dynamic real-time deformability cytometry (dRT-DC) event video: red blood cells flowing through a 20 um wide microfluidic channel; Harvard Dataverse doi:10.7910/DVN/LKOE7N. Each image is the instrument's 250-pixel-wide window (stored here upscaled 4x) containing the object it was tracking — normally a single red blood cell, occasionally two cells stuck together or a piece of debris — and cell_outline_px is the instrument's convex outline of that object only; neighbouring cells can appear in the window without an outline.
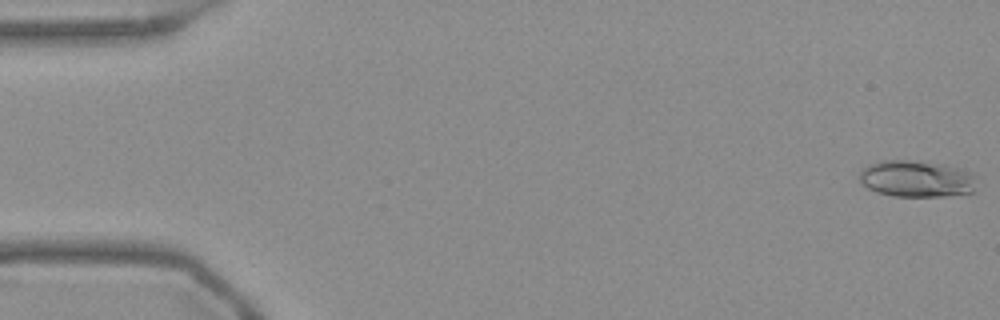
{"species": "Egyptian fruit bat (a non-hibernating species)", "species_latin": "Rousettus aegyptiacus", "temperature_condition": "warm", "stored_images_in_passage": 54, "camera_frame_rate_fps": 3000, "um_per_image_px": 0.085, "frame": {"image": 1, "passage_image": 1, "time_ms": 0.0, "image_size_px": [1000, 320], "cell_outline_px": [[976, 176], [972, 192], [948, 196], [892, 196], [876, 192], [860, 184], [860, 172], [868, 164], [880, 160], [908, 160], [944, 164], [964, 168], [972, 172]], "centroid_in_image_um": [77.9, 15.19], "position_along_channel_um": 7.1, "area_um2": 25.32}}
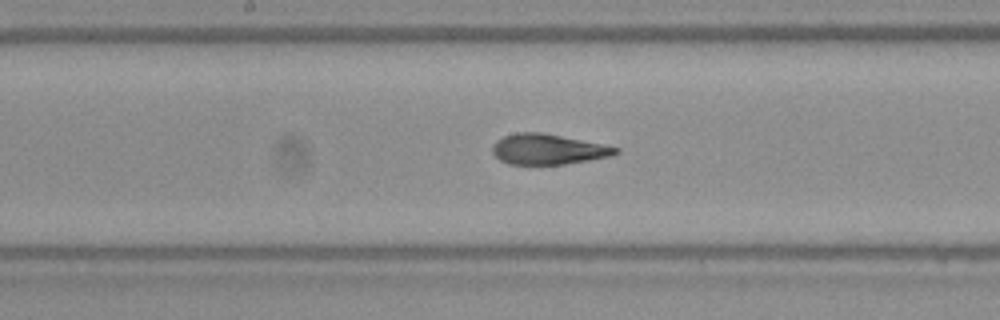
{"frame": {"image": 2, "passage_image": 28, "time_ms": 9.0, "image_size_px": [1000, 320], "cell_outline_px": [[620, 152], [612, 156], [564, 164], [508, 164], [500, 160], [492, 152], [492, 144], [496, 140], [504, 136], [516, 132], [540, 132], [620, 148]], "centroid_in_image_um": [46.54, 12.69], "position_along_channel_um": 201.7, "area_um2": 21.62}}
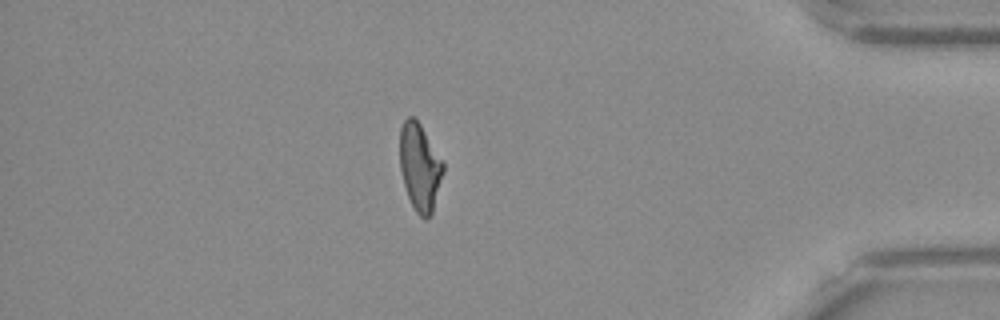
{"frame": {"image": 3, "passage_image": 47, "time_ms": 15.333, "image_size_px": [1000, 320], "cell_outline_px": [[444, 172], [432, 212], [424, 220], [416, 212], [408, 196], [404, 184], [400, 168], [400, 128], [404, 120], [408, 116], [412, 116], [420, 124], [444, 164]], "centroid_in_image_um": [35.68, 14.2], "position_along_channel_um": 399.5, "area_um2": 21.73}, "authors_computed_cell_mechanics": {"area_um2": 22.5998, "velocity_mm_per_s": 3.7517, "shape_relaxation_time_tau1_ms": 6.7922, "shape_relaxation_time_tau2_ms": 1.4441, "deformation_change_tau1": 0.219, "deformation_change_tau2": 0.0932}}